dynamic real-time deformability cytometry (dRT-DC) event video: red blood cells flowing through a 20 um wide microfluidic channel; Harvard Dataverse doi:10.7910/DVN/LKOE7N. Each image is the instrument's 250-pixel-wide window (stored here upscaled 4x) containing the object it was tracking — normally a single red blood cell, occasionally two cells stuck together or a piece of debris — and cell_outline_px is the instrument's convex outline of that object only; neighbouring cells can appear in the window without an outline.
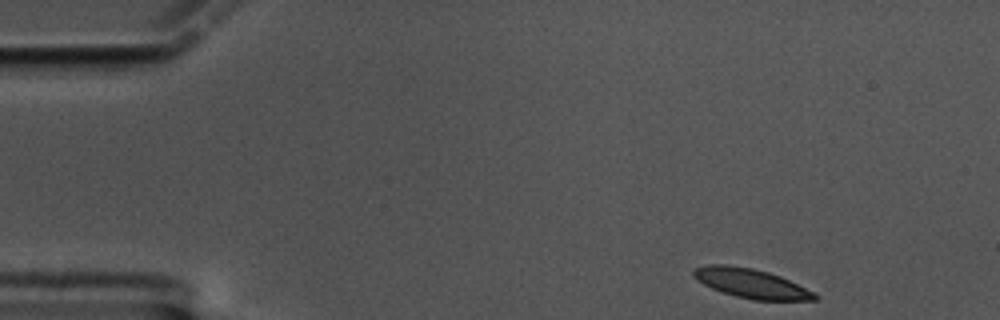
{"species": "common noctule bat (a hibernating species)", "species_latin": "Nyctalus noctula", "temperature_condition": "cold", "stored_images_in_passage": 56, "segment_of_instrument_passage": [1, 2], "camera_frame_rate_fps": 3000, "um_per_image_px": 0.085, "animal": {"sex": "male", "body_mass_g": 17.5, "forearm_length_mm": 52.3}, "frame": {"image": 1, "passage_image": 1, "time_ms": 0.0, "image_size_px": [1000, 320], "cell_outline_px": [[820, 296], [816, 300], [752, 300], [736, 296], [712, 288], [696, 280], [692, 276], [692, 272], [696, 268], [708, 264], [724, 264], [752, 268], [768, 272], [780, 276]], "centroid_in_image_um": [63.81, 24.08], "position_along_channel_um": 21.2, "area_um2": 20.46}}
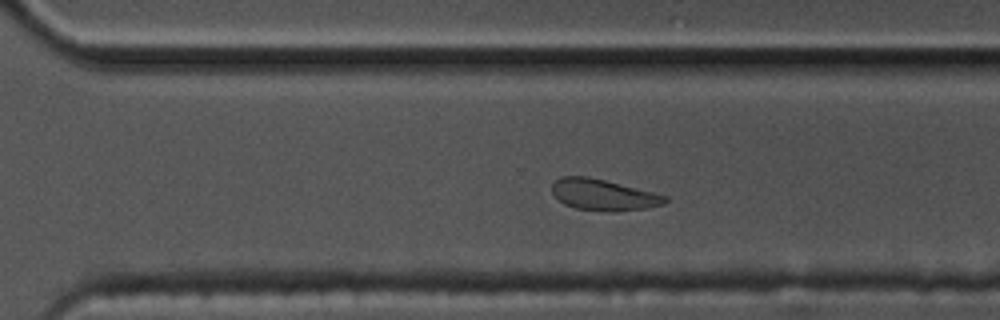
{"frame": {"image": 2, "passage_image": 36, "time_ms": 11.667, "image_size_px": [1000, 320], "cell_outline_px": [[668, 200], [664, 204], [644, 208], [616, 212], [608, 212], [576, 208], [564, 204], [552, 192], [552, 184], [560, 176], [588, 176], [668, 196]], "centroid_in_image_um": [51.28, 16.56], "position_along_channel_um": 319.3, "area_um2": 20.4}}
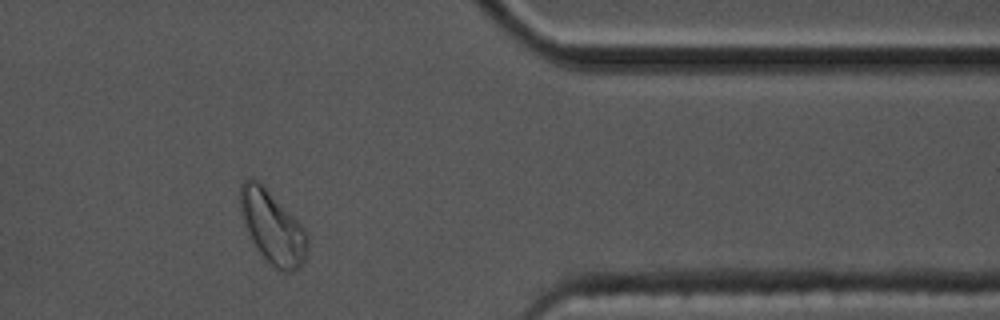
{"frame": {"image": 3, "passage_image": 44, "time_ms": 14.333, "image_size_px": [1000, 320], "cell_outline_px": [[308, 256], [300, 268], [292, 272], [284, 272], [276, 268], [260, 252], [252, 240], [248, 232], [240, 212], [240, 184], [244, 180], [252, 176], [260, 180], [304, 228], [308, 236]], "centroid_in_image_um": [23.18, 19.28], "position_along_channel_um": 388.2, "area_um2": 28.61}}